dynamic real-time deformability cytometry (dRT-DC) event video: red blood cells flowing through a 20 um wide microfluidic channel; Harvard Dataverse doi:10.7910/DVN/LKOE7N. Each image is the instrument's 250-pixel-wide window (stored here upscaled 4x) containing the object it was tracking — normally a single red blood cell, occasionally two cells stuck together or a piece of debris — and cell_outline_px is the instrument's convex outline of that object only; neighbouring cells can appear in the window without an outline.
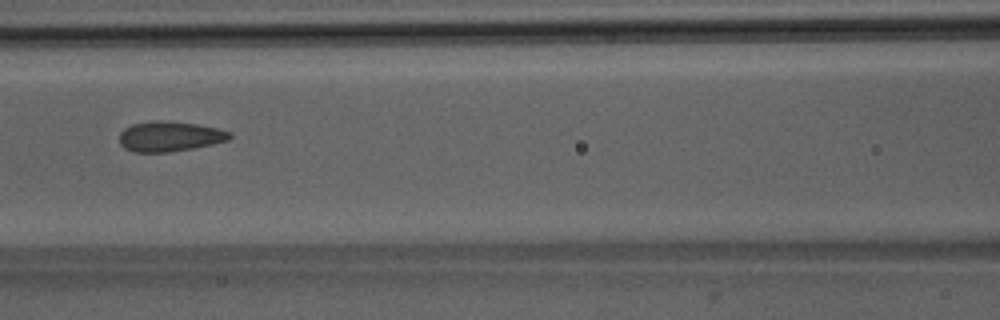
{"species": "Egyptian fruit bat (a non-hibernating species)", "species_latin": "Rousettus aegyptiacus", "temperature_condition": "room temperature", "stored_images_in_passage": 35, "camera_frame_rate_fps": 3000, "um_per_image_px": 0.085, "animal": {"sex": "male"}, "frame": {"image": 1, "passage_image": 21, "time_ms": 6.667, "image_size_px": [1000, 320], "cell_outline_px": [[232, 136], [228, 140], [212, 144], [192, 148], [168, 152], [136, 152], [124, 148], [120, 144], [120, 132], [124, 128], [132, 124], [152, 120], [160, 120], [196, 124], [216, 128], [232, 132]], "centroid_in_image_um": [14.41, 11.59], "position_along_channel_um": 152.2, "area_um2": 19.31}}